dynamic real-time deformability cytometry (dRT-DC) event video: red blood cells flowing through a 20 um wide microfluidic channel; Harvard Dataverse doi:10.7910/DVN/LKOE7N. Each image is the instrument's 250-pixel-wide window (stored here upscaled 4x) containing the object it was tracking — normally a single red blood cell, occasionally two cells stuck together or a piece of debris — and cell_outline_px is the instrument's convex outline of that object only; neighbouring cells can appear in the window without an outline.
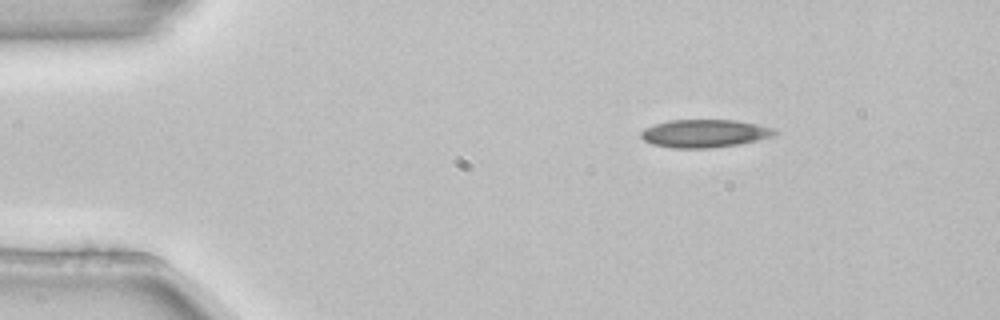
{"species": "common noctule bat (a hibernating species)", "species_latin": "Nyctalus noctula", "temperature_condition": "room temperature", "stored_images_in_passage": 3, "camera_frame_rate_fps": 3000, "um_per_image_px": 0.085, "animal": {"sex": "female", "body_mass_g": 22.7, "forearm_length_mm": 54.2}, "frame": {"image": 1, "passage_image": 1, "time_ms": 0.0, "image_size_px": [1000, 320], "cell_outline_px": [[780, 132], [772, 136], [740, 144], [708, 148], [672, 148], [652, 144], [644, 140], [640, 136], [640, 132], [644, 128], [668, 120], [736, 120], [776, 128]], "centroid_in_image_um": [59.89, 11.34], "position_along_channel_um": 25.1, "area_um2": 21.85}}
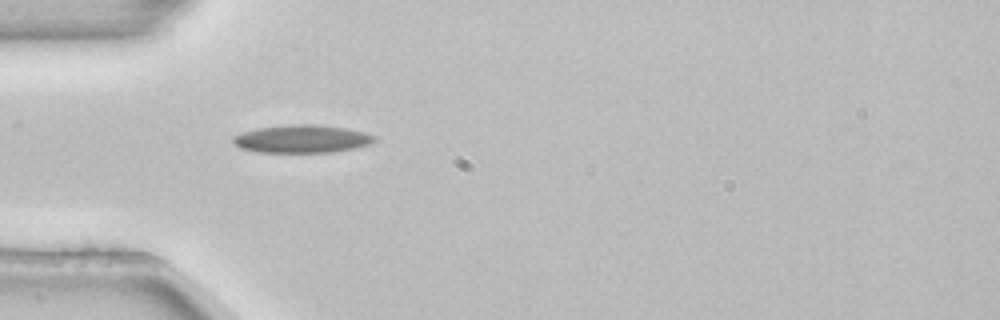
{"frame": {"image": 2, "passage_image": 3, "time_ms": 0.667, "image_size_px": [1000, 320], "cell_outline_px": [[376, 140], [368, 144], [352, 148], [332, 152], [260, 152], [240, 148], [232, 140], [232, 136], [256, 128], [292, 124], [316, 124], [344, 128], [364, 132], [376, 136]], "centroid_in_image_um": [25.65, 11.8], "position_along_channel_um": 59.4, "area_um2": 22.77}}